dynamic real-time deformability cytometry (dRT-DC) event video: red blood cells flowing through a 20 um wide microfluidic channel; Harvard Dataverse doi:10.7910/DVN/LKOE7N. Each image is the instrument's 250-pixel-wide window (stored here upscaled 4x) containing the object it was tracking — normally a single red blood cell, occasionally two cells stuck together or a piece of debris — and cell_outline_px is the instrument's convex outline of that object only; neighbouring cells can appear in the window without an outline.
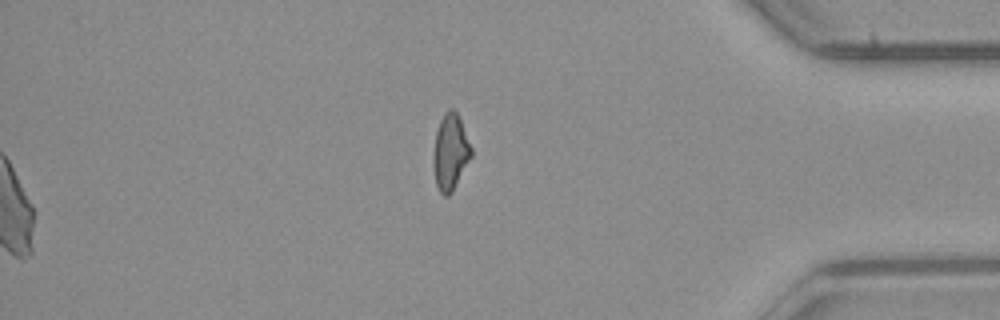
{"species": "common noctule bat (a hibernating species)", "species_latin": "Nyctalus noctula", "temperature_condition": "room temperature", "stored_images_in_passage": 45, "camera_frame_rate_fps": 3000, "um_per_image_px": 0.085, "animal": {"sex": "male", "body_mass_g": 23.1, "forearm_length_mm": 52.7}, "frame": {"image": 1, "passage_image": 45, "time_ms": 14.667, "image_size_px": [1000, 320], "cell_outline_px": [[472, 156], [452, 192], [448, 196], [444, 196], [440, 192], [436, 184], [432, 164], [432, 160], [436, 132], [440, 120], [444, 112], [448, 108], [452, 108], [456, 112], [460, 120], [472, 148]], "centroid_in_image_um": [38.27, 12.94], "position_along_channel_um": 396.9, "area_um2": 16.82}}